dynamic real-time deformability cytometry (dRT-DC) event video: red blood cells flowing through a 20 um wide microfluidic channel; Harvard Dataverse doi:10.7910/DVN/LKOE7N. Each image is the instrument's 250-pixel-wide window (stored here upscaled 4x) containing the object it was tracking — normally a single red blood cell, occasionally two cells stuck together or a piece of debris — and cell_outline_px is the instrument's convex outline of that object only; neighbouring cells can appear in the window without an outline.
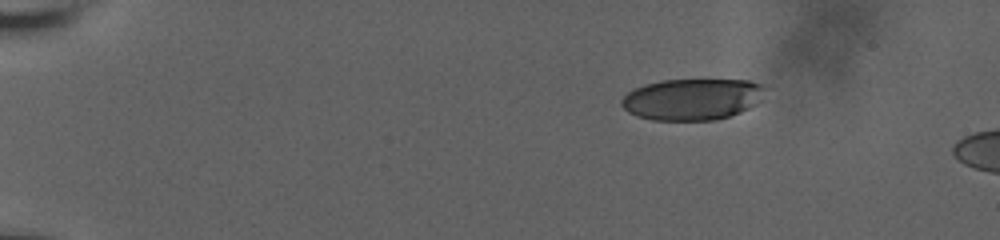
{"species": "human", "species_latin": "Homo sapiens", "temperature_condition": "room temperature", "stored_images_in_passage": 7, "camera_frame_rate_fps": 3000, "um_per_image_px": 0.085, "donor": {"sex": "male"}, "frame": {"image": 1, "passage_image": 1, "time_ms": 0.0, "image_size_px": [1000, 240], "cell_outline_px": [[760, 88], [752, 104], [748, 108], [740, 112], [716, 120], [652, 120], [636, 116], [628, 112], [620, 104], [620, 100], [628, 92], [644, 84], [660, 80], [748, 80], [760, 84]], "centroid_in_image_um": [58.68, 8.44], "position_along_channel_um": 26.3, "area_um2": 33.87}}